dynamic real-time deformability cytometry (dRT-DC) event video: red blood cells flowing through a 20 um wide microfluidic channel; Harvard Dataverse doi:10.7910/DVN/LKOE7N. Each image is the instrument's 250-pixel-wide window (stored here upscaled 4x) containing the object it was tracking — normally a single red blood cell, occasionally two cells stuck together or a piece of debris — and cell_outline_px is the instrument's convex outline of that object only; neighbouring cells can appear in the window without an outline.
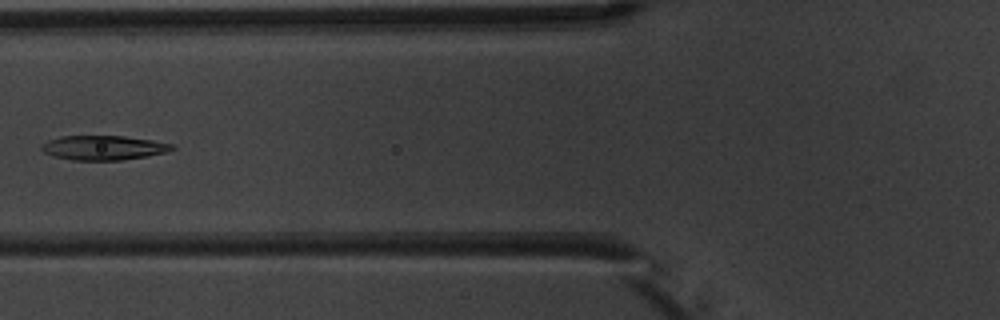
{"species": "common noctule bat (a hibernating species)", "species_latin": "Nyctalus noctula", "temperature_condition": "warm", "stored_images_in_passage": 8, "camera_frame_rate_fps": 3000, "um_per_image_px": 0.085, "animal": {"sex": "male", "body_mass_g": 20.1, "forearm_length_mm": 53.5}, "frame": {"image": 1, "passage_image": 7, "time_ms": 7.0, "image_size_px": [1000, 320], "cell_outline_px": [[176, 148], [164, 152], [148, 156], [120, 160], [72, 160], [52, 156], [44, 152], [40, 148], [48, 140], [60, 136], [124, 136], [152, 140], [172, 144]], "centroid_in_image_um": [8.78, 12.56], "position_along_channel_um": 117.0, "area_um2": 18.5}}
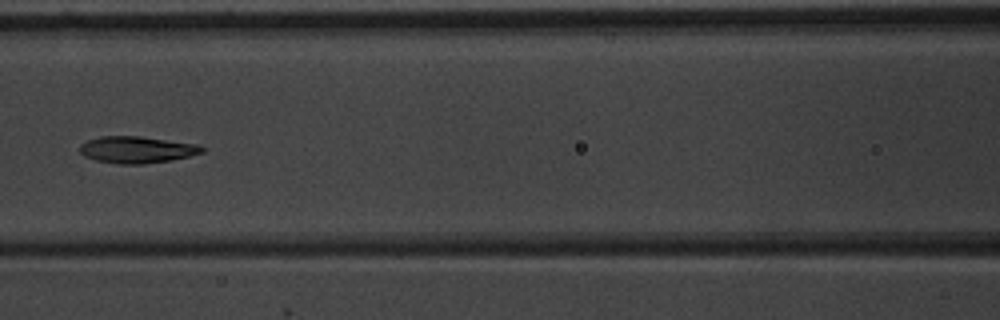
{"frame": {"image": 2, "passage_image": 8, "time_ms": 8.0, "image_size_px": [1000, 320], "cell_outline_px": [[204, 152], [172, 160], [144, 164], [116, 164], [96, 160], [84, 156], [80, 152], [80, 144], [88, 140], [100, 136], [140, 136], [200, 144], [204, 148]], "centroid_in_image_um": [11.64, 12.72], "position_along_channel_um": 155.0, "area_um2": 19.19}}